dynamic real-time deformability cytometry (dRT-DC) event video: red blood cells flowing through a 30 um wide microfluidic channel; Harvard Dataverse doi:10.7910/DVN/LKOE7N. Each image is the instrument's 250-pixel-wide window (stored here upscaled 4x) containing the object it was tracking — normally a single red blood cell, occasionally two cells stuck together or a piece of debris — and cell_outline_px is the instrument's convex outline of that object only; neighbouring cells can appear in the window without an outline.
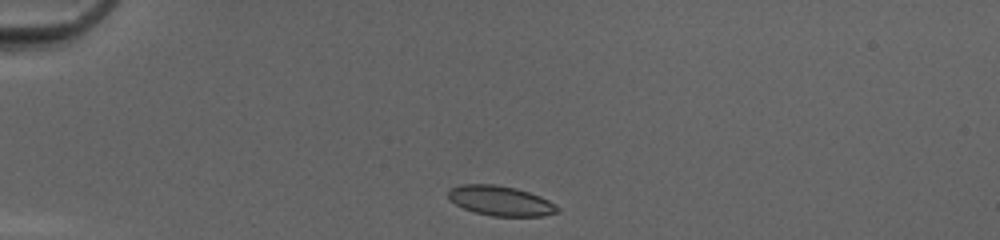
{"species": "common noctule bat (a hibernating species)", "species_latin": "Nyctalus noctula", "temperature_condition": "cold", "stored_images_in_passage": 32, "camera_frame_rate_fps": 3000, "um_per_image_px": 0.085, "animal": {"sex": "female", "body_mass_g": 20.0, "forearm_length_mm": 54.0}, "frame": {"image": 1, "passage_image": 1, "time_ms": 0.0, "image_size_px": [1000, 240], "cell_outline_px": [[560, 212], [544, 216], [492, 216], [476, 212], [464, 208], [448, 200], [448, 192], [452, 188], [460, 184], [492, 184], [516, 188], [540, 196], [556, 204], [560, 208]], "centroid_in_image_um": [42.57, 17.07], "position_along_channel_um": 42.4, "area_um2": 19.02}}
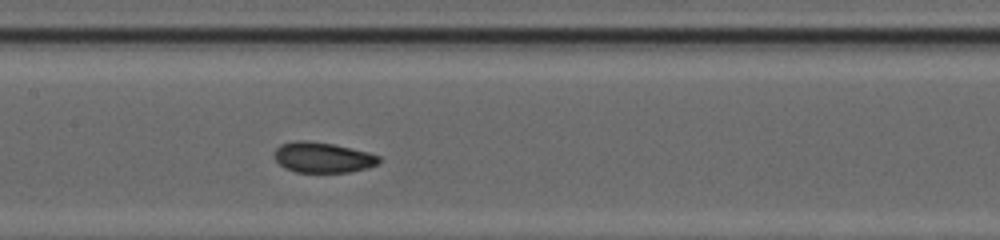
{"frame": {"image": 2, "passage_image": 14, "time_ms": 4.333, "image_size_px": [1000, 240], "cell_outline_px": [[380, 160], [376, 164], [368, 168], [348, 172], [296, 172], [284, 168], [276, 160], [276, 148], [280, 144], [296, 140], [308, 140], [332, 144], [368, 152], [380, 156]], "centroid_in_image_um": [27.43, 13.38], "position_along_channel_um": 180.0, "area_um2": 18.44}}
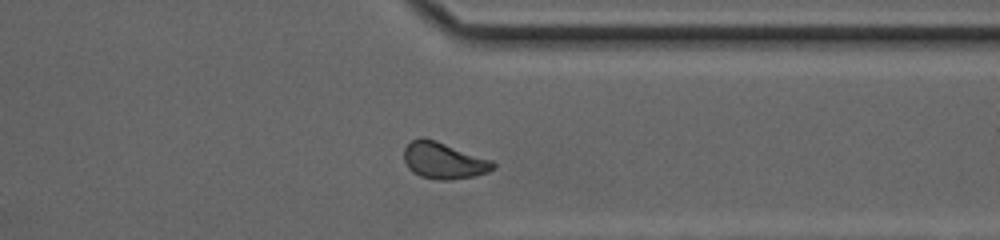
{"frame": {"image": 3, "passage_image": 28, "time_ms": 9.0, "image_size_px": [1000, 240], "cell_outline_px": [[496, 168], [488, 172], [472, 176], [448, 180], [440, 180], [420, 176], [412, 172], [408, 168], [404, 160], [404, 148], [412, 140], [420, 136], [436, 140], [492, 160], [496, 164]], "centroid_in_image_um": [37.71, 13.64], "position_along_channel_um": 373.7, "area_um2": 19.02}, "authors_computed_cell_mechanics": {"area_um2": 18.4671, "velocity_mm_per_s": 4.1729, "shape_relaxation_time_tau1_ms": 3.5244, "shape_relaxation_time_tau2_ms": 6.6966, "deformation_change_tau1": 0.0845, "deformation_change_tau2": 0.0932}}